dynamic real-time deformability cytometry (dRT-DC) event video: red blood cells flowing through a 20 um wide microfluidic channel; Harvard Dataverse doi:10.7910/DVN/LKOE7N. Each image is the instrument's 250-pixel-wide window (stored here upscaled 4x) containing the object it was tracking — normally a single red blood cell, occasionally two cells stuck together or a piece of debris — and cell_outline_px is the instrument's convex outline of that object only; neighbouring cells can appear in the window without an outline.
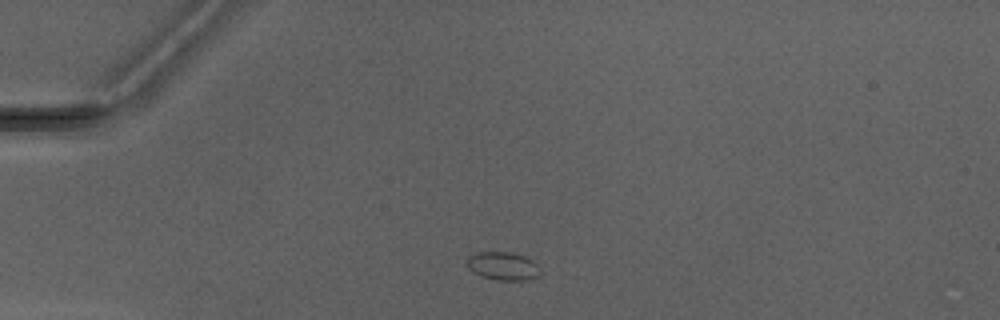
{"species": "Egyptian fruit bat (a non-hibernating species)", "species_latin": "Rousettus aegyptiacus", "temperature_condition": "warm", "stored_images_in_passage": 2, "camera_frame_rate_fps": 3000, "um_per_image_px": 0.085, "animal": {"sex": "male"}, "frame": {"image": 1, "passage_image": 1, "time_ms": 0.0, "image_size_px": [1000, 320], "cell_outline_px": [[536, 276], [524, 280], [496, 280], [472, 272], [468, 268], [468, 256], [476, 252], [512, 252], [524, 256], [532, 260], [536, 264]], "centroid_in_image_um": [42.68, 22.59], "position_along_channel_um": 42.3, "area_um2": 11.68}}